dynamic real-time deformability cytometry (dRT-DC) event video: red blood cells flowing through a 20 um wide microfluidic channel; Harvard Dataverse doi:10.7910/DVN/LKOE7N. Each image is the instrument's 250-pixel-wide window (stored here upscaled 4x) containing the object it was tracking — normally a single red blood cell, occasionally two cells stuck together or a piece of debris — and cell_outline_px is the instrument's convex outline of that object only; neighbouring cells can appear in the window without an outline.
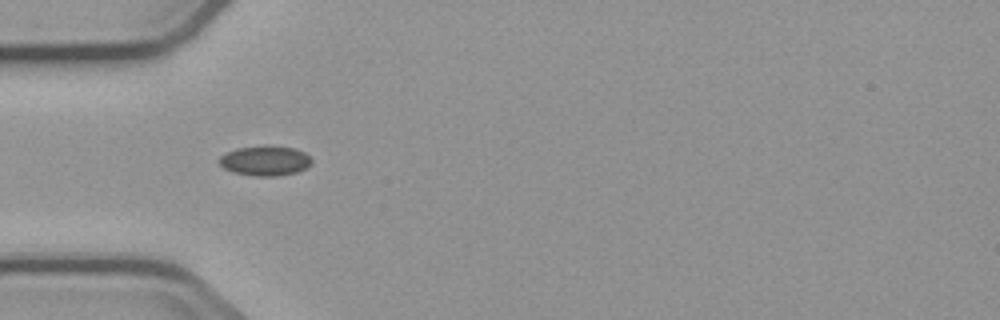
{"species": "common noctule bat (a hibernating species)", "species_latin": "Nyctalus noctula", "temperature_condition": "cold", "stored_images_in_passage": 4, "camera_frame_rate_fps": 3000, "um_per_image_px": 0.085, "animal": {"sex": "male", "body_mass_g": 23.1, "forearm_length_mm": 52.7}, "frame": {"image": 1, "passage_image": 4, "time_ms": 4.0, "image_size_px": [1000, 320], "cell_outline_px": [[312, 164], [296, 172], [276, 176], [256, 176], [232, 172], [224, 168], [216, 160], [220, 156], [236, 148], [296, 148], [304, 152], [312, 160]], "centroid_in_image_um": [22.51, 13.7], "position_along_channel_um": 62.5, "area_um2": 15.49}}